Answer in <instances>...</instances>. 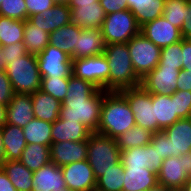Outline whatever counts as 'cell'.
I'll list each match as a JSON object with an SVG mask.
<instances>
[{
  "instance_id": "obj_1",
  "label": "cell",
  "mask_w": 191,
  "mask_h": 191,
  "mask_svg": "<svg viewBox=\"0 0 191 191\" xmlns=\"http://www.w3.org/2000/svg\"><path fill=\"white\" fill-rule=\"evenodd\" d=\"M67 96L62 102L59 118L80 121L92 133L98 131L103 97L108 91L98 89L91 82L69 77Z\"/></svg>"
},
{
  "instance_id": "obj_2",
  "label": "cell",
  "mask_w": 191,
  "mask_h": 191,
  "mask_svg": "<svg viewBox=\"0 0 191 191\" xmlns=\"http://www.w3.org/2000/svg\"><path fill=\"white\" fill-rule=\"evenodd\" d=\"M135 125L134 114L126 98L120 92L108 91L103 97L97 133L115 139Z\"/></svg>"
},
{
  "instance_id": "obj_3",
  "label": "cell",
  "mask_w": 191,
  "mask_h": 191,
  "mask_svg": "<svg viewBox=\"0 0 191 191\" xmlns=\"http://www.w3.org/2000/svg\"><path fill=\"white\" fill-rule=\"evenodd\" d=\"M103 53L110 67L109 91L119 92L141 85V79L134 71L127 43L107 44Z\"/></svg>"
},
{
  "instance_id": "obj_4",
  "label": "cell",
  "mask_w": 191,
  "mask_h": 191,
  "mask_svg": "<svg viewBox=\"0 0 191 191\" xmlns=\"http://www.w3.org/2000/svg\"><path fill=\"white\" fill-rule=\"evenodd\" d=\"M4 69L14 93L32 95L40 90L41 75L37 55L27 53L20 59L11 60Z\"/></svg>"
},
{
  "instance_id": "obj_5",
  "label": "cell",
  "mask_w": 191,
  "mask_h": 191,
  "mask_svg": "<svg viewBox=\"0 0 191 191\" xmlns=\"http://www.w3.org/2000/svg\"><path fill=\"white\" fill-rule=\"evenodd\" d=\"M121 151L116 140L93 132L88 137L87 161L96 179L120 163Z\"/></svg>"
},
{
  "instance_id": "obj_6",
  "label": "cell",
  "mask_w": 191,
  "mask_h": 191,
  "mask_svg": "<svg viewBox=\"0 0 191 191\" xmlns=\"http://www.w3.org/2000/svg\"><path fill=\"white\" fill-rule=\"evenodd\" d=\"M140 28L133 13L127 9L107 14L101 33L105 45L120 44L129 42L140 32Z\"/></svg>"
},
{
  "instance_id": "obj_7",
  "label": "cell",
  "mask_w": 191,
  "mask_h": 191,
  "mask_svg": "<svg viewBox=\"0 0 191 191\" xmlns=\"http://www.w3.org/2000/svg\"><path fill=\"white\" fill-rule=\"evenodd\" d=\"M119 92L128 101L136 125L152 133L158 132L157 118L154 113V105H152V94L148 93L141 85L125 88Z\"/></svg>"
},
{
  "instance_id": "obj_8",
  "label": "cell",
  "mask_w": 191,
  "mask_h": 191,
  "mask_svg": "<svg viewBox=\"0 0 191 191\" xmlns=\"http://www.w3.org/2000/svg\"><path fill=\"white\" fill-rule=\"evenodd\" d=\"M127 46L134 71L140 79L156 68L160 61L161 48L141 32L127 42Z\"/></svg>"
},
{
  "instance_id": "obj_9",
  "label": "cell",
  "mask_w": 191,
  "mask_h": 191,
  "mask_svg": "<svg viewBox=\"0 0 191 191\" xmlns=\"http://www.w3.org/2000/svg\"><path fill=\"white\" fill-rule=\"evenodd\" d=\"M72 70L76 78L89 81L98 89L109 91L110 67L104 53L72 60Z\"/></svg>"
},
{
  "instance_id": "obj_10",
  "label": "cell",
  "mask_w": 191,
  "mask_h": 191,
  "mask_svg": "<svg viewBox=\"0 0 191 191\" xmlns=\"http://www.w3.org/2000/svg\"><path fill=\"white\" fill-rule=\"evenodd\" d=\"M190 178L191 151L181 156L166 158L163 160L161 169L157 173L158 184L176 190L183 189Z\"/></svg>"
},
{
  "instance_id": "obj_11",
  "label": "cell",
  "mask_w": 191,
  "mask_h": 191,
  "mask_svg": "<svg viewBox=\"0 0 191 191\" xmlns=\"http://www.w3.org/2000/svg\"><path fill=\"white\" fill-rule=\"evenodd\" d=\"M41 78H69L72 75V59L58 47L48 46L37 55Z\"/></svg>"
},
{
  "instance_id": "obj_12",
  "label": "cell",
  "mask_w": 191,
  "mask_h": 191,
  "mask_svg": "<svg viewBox=\"0 0 191 191\" xmlns=\"http://www.w3.org/2000/svg\"><path fill=\"white\" fill-rule=\"evenodd\" d=\"M179 69L156 66L141 79V86L150 94L171 96L177 90Z\"/></svg>"
},
{
  "instance_id": "obj_13",
  "label": "cell",
  "mask_w": 191,
  "mask_h": 191,
  "mask_svg": "<svg viewBox=\"0 0 191 191\" xmlns=\"http://www.w3.org/2000/svg\"><path fill=\"white\" fill-rule=\"evenodd\" d=\"M140 32L156 46L163 48L183 39L181 29L172 25L163 16L145 23Z\"/></svg>"
},
{
  "instance_id": "obj_14",
  "label": "cell",
  "mask_w": 191,
  "mask_h": 191,
  "mask_svg": "<svg viewBox=\"0 0 191 191\" xmlns=\"http://www.w3.org/2000/svg\"><path fill=\"white\" fill-rule=\"evenodd\" d=\"M66 187L75 191H94L96 177L87 159L61 167Z\"/></svg>"
},
{
  "instance_id": "obj_15",
  "label": "cell",
  "mask_w": 191,
  "mask_h": 191,
  "mask_svg": "<svg viewBox=\"0 0 191 191\" xmlns=\"http://www.w3.org/2000/svg\"><path fill=\"white\" fill-rule=\"evenodd\" d=\"M163 131L167 135L168 157L191 151V117L181 118Z\"/></svg>"
},
{
  "instance_id": "obj_16",
  "label": "cell",
  "mask_w": 191,
  "mask_h": 191,
  "mask_svg": "<svg viewBox=\"0 0 191 191\" xmlns=\"http://www.w3.org/2000/svg\"><path fill=\"white\" fill-rule=\"evenodd\" d=\"M123 166L148 168L156 174L160 171L163 159L151 144L121 151Z\"/></svg>"
},
{
  "instance_id": "obj_17",
  "label": "cell",
  "mask_w": 191,
  "mask_h": 191,
  "mask_svg": "<svg viewBox=\"0 0 191 191\" xmlns=\"http://www.w3.org/2000/svg\"><path fill=\"white\" fill-rule=\"evenodd\" d=\"M88 140L51 143V162L59 167L87 159Z\"/></svg>"
},
{
  "instance_id": "obj_18",
  "label": "cell",
  "mask_w": 191,
  "mask_h": 191,
  "mask_svg": "<svg viewBox=\"0 0 191 191\" xmlns=\"http://www.w3.org/2000/svg\"><path fill=\"white\" fill-rule=\"evenodd\" d=\"M27 20L34 26L41 25L44 31L51 33L71 23V9L68 5L55 4L41 14L28 17Z\"/></svg>"
},
{
  "instance_id": "obj_19",
  "label": "cell",
  "mask_w": 191,
  "mask_h": 191,
  "mask_svg": "<svg viewBox=\"0 0 191 191\" xmlns=\"http://www.w3.org/2000/svg\"><path fill=\"white\" fill-rule=\"evenodd\" d=\"M34 118L31 95L15 93L7 105L6 124L24 128Z\"/></svg>"
},
{
  "instance_id": "obj_20",
  "label": "cell",
  "mask_w": 191,
  "mask_h": 191,
  "mask_svg": "<svg viewBox=\"0 0 191 191\" xmlns=\"http://www.w3.org/2000/svg\"><path fill=\"white\" fill-rule=\"evenodd\" d=\"M32 191H60L66 187L61 167L50 162L33 172Z\"/></svg>"
},
{
  "instance_id": "obj_21",
  "label": "cell",
  "mask_w": 191,
  "mask_h": 191,
  "mask_svg": "<svg viewBox=\"0 0 191 191\" xmlns=\"http://www.w3.org/2000/svg\"><path fill=\"white\" fill-rule=\"evenodd\" d=\"M105 50V43L101 29H82L78 34L77 50L70 57L72 60L101 55Z\"/></svg>"
},
{
  "instance_id": "obj_22",
  "label": "cell",
  "mask_w": 191,
  "mask_h": 191,
  "mask_svg": "<svg viewBox=\"0 0 191 191\" xmlns=\"http://www.w3.org/2000/svg\"><path fill=\"white\" fill-rule=\"evenodd\" d=\"M92 132L80 121L62 120L58 118L52 123L51 139L52 143L63 141H84L88 140Z\"/></svg>"
},
{
  "instance_id": "obj_23",
  "label": "cell",
  "mask_w": 191,
  "mask_h": 191,
  "mask_svg": "<svg viewBox=\"0 0 191 191\" xmlns=\"http://www.w3.org/2000/svg\"><path fill=\"white\" fill-rule=\"evenodd\" d=\"M70 9L72 24H76L82 29H101L106 14L99 0L94 2V4L81 5L79 8Z\"/></svg>"
},
{
  "instance_id": "obj_24",
  "label": "cell",
  "mask_w": 191,
  "mask_h": 191,
  "mask_svg": "<svg viewBox=\"0 0 191 191\" xmlns=\"http://www.w3.org/2000/svg\"><path fill=\"white\" fill-rule=\"evenodd\" d=\"M122 191H147L158 184L157 174L148 168L124 166Z\"/></svg>"
},
{
  "instance_id": "obj_25",
  "label": "cell",
  "mask_w": 191,
  "mask_h": 191,
  "mask_svg": "<svg viewBox=\"0 0 191 191\" xmlns=\"http://www.w3.org/2000/svg\"><path fill=\"white\" fill-rule=\"evenodd\" d=\"M34 117L50 123L59 118L62 103L41 90L31 95Z\"/></svg>"
},
{
  "instance_id": "obj_26",
  "label": "cell",
  "mask_w": 191,
  "mask_h": 191,
  "mask_svg": "<svg viewBox=\"0 0 191 191\" xmlns=\"http://www.w3.org/2000/svg\"><path fill=\"white\" fill-rule=\"evenodd\" d=\"M152 105L157 118L158 132L180 119L176 114L175 92L171 96L152 94Z\"/></svg>"
},
{
  "instance_id": "obj_27",
  "label": "cell",
  "mask_w": 191,
  "mask_h": 191,
  "mask_svg": "<svg viewBox=\"0 0 191 191\" xmlns=\"http://www.w3.org/2000/svg\"><path fill=\"white\" fill-rule=\"evenodd\" d=\"M165 0H127V7L141 27L145 23L163 16Z\"/></svg>"
},
{
  "instance_id": "obj_28",
  "label": "cell",
  "mask_w": 191,
  "mask_h": 191,
  "mask_svg": "<svg viewBox=\"0 0 191 191\" xmlns=\"http://www.w3.org/2000/svg\"><path fill=\"white\" fill-rule=\"evenodd\" d=\"M1 128L6 160H19L27 145L22 128L9 124Z\"/></svg>"
},
{
  "instance_id": "obj_29",
  "label": "cell",
  "mask_w": 191,
  "mask_h": 191,
  "mask_svg": "<svg viewBox=\"0 0 191 191\" xmlns=\"http://www.w3.org/2000/svg\"><path fill=\"white\" fill-rule=\"evenodd\" d=\"M82 28L76 24H68L49 33V44L58 47L70 57L77 50L78 34Z\"/></svg>"
},
{
  "instance_id": "obj_30",
  "label": "cell",
  "mask_w": 191,
  "mask_h": 191,
  "mask_svg": "<svg viewBox=\"0 0 191 191\" xmlns=\"http://www.w3.org/2000/svg\"><path fill=\"white\" fill-rule=\"evenodd\" d=\"M2 169L17 191H32L33 172L19 160H6Z\"/></svg>"
},
{
  "instance_id": "obj_31",
  "label": "cell",
  "mask_w": 191,
  "mask_h": 191,
  "mask_svg": "<svg viewBox=\"0 0 191 191\" xmlns=\"http://www.w3.org/2000/svg\"><path fill=\"white\" fill-rule=\"evenodd\" d=\"M19 161L32 172L51 162L50 147L42 144H27Z\"/></svg>"
},
{
  "instance_id": "obj_32",
  "label": "cell",
  "mask_w": 191,
  "mask_h": 191,
  "mask_svg": "<svg viewBox=\"0 0 191 191\" xmlns=\"http://www.w3.org/2000/svg\"><path fill=\"white\" fill-rule=\"evenodd\" d=\"M23 44L27 53L38 55L48 46L49 33L41 25L34 26L26 20Z\"/></svg>"
},
{
  "instance_id": "obj_33",
  "label": "cell",
  "mask_w": 191,
  "mask_h": 191,
  "mask_svg": "<svg viewBox=\"0 0 191 191\" xmlns=\"http://www.w3.org/2000/svg\"><path fill=\"white\" fill-rule=\"evenodd\" d=\"M52 123L34 118L22 128L26 144H42L50 147Z\"/></svg>"
},
{
  "instance_id": "obj_34",
  "label": "cell",
  "mask_w": 191,
  "mask_h": 191,
  "mask_svg": "<svg viewBox=\"0 0 191 191\" xmlns=\"http://www.w3.org/2000/svg\"><path fill=\"white\" fill-rule=\"evenodd\" d=\"M152 134L151 131L135 125L130 130H126L123 134L119 135L115 140L120 151H124L130 148L150 144Z\"/></svg>"
},
{
  "instance_id": "obj_35",
  "label": "cell",
  "mask_w": 191,
  "mask_h": 191,
  "mask_svg": "<svg viewBox=\"0 0 191 191\" xmlns=\"http://www.w3.org/2000/svg\"><path fill=\"white\" fill-rule=\"evenodd\" d=\"M25 21L0 16V47L23 42Z\"/></svg>"
},
{
  "instance_id": "obj_36",
  "label": "cell",
  "mask_w": 191,
  "mask_h": 191,
  "mask_svg": "<svg viewBox=\"0 0 191 191\" xmlns=\"http://www.w3.org/2000/svg\"><path fill=\"white\" fill-rule=\"evenodd\" d=\"M124 180V166L120 162L96 179L95 189L98 191H122Z\"/></svg>"
},
{
  "instance_id": "obj_37",
  "label": "cell",
  "mask_w": 191,
  "mask_h": 191,
  "mask_svg": "<svg viewBox=\"0 0 191 191\" xmlns=\"http://www.w3.org/2000/svg\"><path fill=\"white\" fill-rule=\"evenodd\" d=\"M187 0H165L163 17L181 29L184 22Z\"/></svg>"
},
{
  "instance_id": "obj_38",
  "label": "cell",
  "mask_w": 191,
  "mask_h": 191,
  "mask_svg": "<svg viewBox=\"0 0 191 191\" xmlns=\"http://www.w3.org/2000/svg\"><path fill=\"white\" fill-rule=\"evenodd\" d=\"M182 40L161 48L160 61L157 66H170L182 70Z\"/></svg>"
},
{
  "instance_id": "obj_39",
  "label": "cell",
  "mask_w": 191,
  "mask_h": 191,
  "mask_svg": "<svg viewBox=\"0 0 191 191\" xmlns=\"http://www.w3.org/2000/svg\"><path fill=\"white\" fill-rule=\"evenodd\" d=\"M69 78H41L40 90L48 93L61 103L67 96Z\"/></svg>"
},
{
  "instance_id": "obj_40",
  "label": "cell",
  "mask_w": 191,
  "mask_h": 191,
  "mask_svg": "<svg viewBox=\"0 0 191 191\" xmlns=\"http://www.w3.org/2000/svg\"><path fill=\"white\" fill-rule=\"evenodd\" d=\"M0 16L26 21L27 8L25 0H3L0 7Z\"/></svg>"
},
{
  "instance_id": "obj_41",
  "label": "cell",
  "mask_w": 191,
  "mask_h": 191,
  "mask_svg": "<svg viewBox=\"0 0 191 191\" xmlns=\"http://www.w3.org/2000/svg\"><path fill=\"white\" fill-rule=\"evenodd\" d=\"M176 114L181 118L191 117V92L187 90L175 91Z\"/></svg>"
},
{
  "instance_id": "obj_42",
  "label": "cell",
  "mask_w": 191,
  "mask_h": 191,
  "mask_svg": "<svg viewBox=\"0 0 191 191\" xmlns=\"http://www.w3.org/2000/svg\"><path fill=\"white\" fill-rule=\"evenodd\" d=\"M0 51L4 67L11 60L20 59L21 57L27 54L23 42H19L17 44H10L8 46H1Z\"/></svg>"
},
{
  "instance_id": "obj_43",
  "label": "cell",
  "mask_w": 191,
  "mask_h": 191,
  "mask_svg": "<svg viewBox=\"0 0 191 191\" xmlns=\"http://www.w3.org/2000/svg\"><path fill=\"white\" fill-rule=\"evenodd\" d=\"M12 84L5 69L0 70V104L8 105L14 95Z\"/></svg>"
},
{
  "instance_id": "obj_44",
  "label": "cell",
  "mask_w": 191,
  "mask_h": 191,
  "mask_svg": "<svg viewBox=\"0 0 191 191\" xmlns=\"http://www.w3.org/2000/svg\"><path fill=\"white\" fill-rule=\"evenodd\" d=\"M25 4L27 19L34 14H41L55 5L53 0H25Z\"/></svg>"
},
{
  "instance_id": "obj_45",
  "label": "cell",
  "mask_w": 191,
  "mask_h": 191,
  "mask_svg": "<svg viewBox=\"0 0 191 191\" xmlns=\"http://www.w3.org/2000/svg\"><path fill=\"white\" fill-rule=\"evenodd\" d=\"M150 144L163 160L168 158L167 135L163 130L152 134Z\"/></svg>"
},
{
  "instance_id": "obj_46",
  "label": "cell",
  "mask_w": 191,
  "mask_h": 191,
  "mask_svg": "<svg viewBox=\"0 0 191 191\" xmlns=\"http://www.w3.org/2000/svg\"><path fill=\"white\" fill-rule=\"evenodd\" d=\"M105 14L127 10V0H99Z\"/></svg>"
},
{
  "instance_id": "obj_47",
  "label": "cell",
  "mask_w": 191,
  "mask_h": 191,
  "mask_svg": "<svg viewBox=\"0 0 191 191\" xmlns=\"http://www.w3.org/2000/svg\"><path fill=\"white\" fill-rule=\"evenodd\" d=\"M183 39L191 40V0H187L184 22L181 27Z\"/></svg>"
},
{
  "instance_id": "obj_48",
  "label": "cell",
  "mask_w": 191,
  "mask_h": 191,
  "mask_svg": "<svg viewBox=\"0 0 191 191\" xmlns=\"http://www.w3.org/2000/svg\"><path fill=\"white\" fill-rule=\"evenodd\" d=\"M182 70L191 72V40L182 39Z\"/></svg>"
},
{
  "instance_id": "obj_49",
  "label": "cell",
  "mask_w": 191,
  "mask_h": 191,
  "mask_svg": "<svg viewBox=\"0 0 191 191\" xmlns=\"http://www.w3.org/2000/svg\"><path fill=\"white\" fill-rule=\"evenodd\" d=\"M177 81V90H187L191 92V72L180 70Z\"/></svg>"
},
{
  "instance_id": "obj_50",
  "label": "cell",
  "mask_w": 191,
  "mask_h": 191,
  "mask_svg": "<svg viewBox=\"0 0 191 191\" xmlns=\"http://www.w3.org/2000/svg\"><path fill=\"white\" fill-rule=\"evenodd\" d=\"M0 191H17L2 168H0Z\"/></svg>"
},
{
  "instance_id": "obj_51",
  "label": "cell",
  "mask_w": 191,
  "mask_h": 191,
  "mask_svg": "<svg viewBox=\"0 0 191 191\" xmlns=\"http://www.w3.org/2000/svg\"><path fill=\"white\" fill-rule=\"evenodd\" d=\"M98 0H69V8H79L81 5L94 4Z\"/></svg>"
},
{
  "instance_id": "obj_52",
  "label": "cell",
  "mask_w": 191,
  "mask_h": 191,
  "mask_svg": "<svg viewBox=\"0 0 191 191\" xmlns=\"http://www.w3.org/2000/svg\"><path fill=\"white\" fill-rule=\"evenodd\" d=\"M6 161L3 138H2V128L0 127V168H2L3 163Z\"/></svg>"
},
{
  "instance_id": "obj_53",
  "label": "cell",
  "mask_w": 191,
  "mask_h": 191,
  "mask_svg": "<svg viewBox=\"0 0 191 191\" xmlns=\"http://www.w3.org/2000/svg\"><path fill=\"white\" fill-rule=\"evenodd\" d=\"M6 105L0 104V127H3L6 124Z\"/></svg>"
},
{
  "instance_id": "obj_54",
  "label": "cell",
  "mask_w": 191,
  "mask_h": 191,
  "mask_svg": "<svg viewBox=\"0 0 191 191\" xmlns=\"http://www.w3.org/2000/svg\"><path fill=\"white\" fill-rule=\"evenodd\" d=\"M147 191H173V189L172 188H168V187H164V186H162L160 184H157L155 187L150 188Z\"/></svg>"
},
{
  "instance_id": "obj_55",
  "label": "cell",
  "mask_w": 191,
  "mask_h": 191,
  "mask_svg": "<svg viewBox=\"0 0 191 191\" xmlns=\"http://www.w3.org/2000/svg\"><path fill=\"white\" fill-rule=\"evenodd\" d=\"M183 191H191V178L184 185Z\"/></svg>"
},
{
  "instance_id": "obj_56",
  "label": "cell",
  "mask_w": 191,
  "mask_h": 191,
  "mask_svg": "<svg viewBox=\"0 0 191 191\" xmlns=\"http://www.w3.org/2000/svg\"><path fill=\"white\" fill-rule=\"evenodd\" d=\"M55 4L69 5V0H53Z\"/></svg>"
},
{
  "instance_id": "obj_57",
  "label": "cell",
  "mask_w": 191,
  "mask_h": 191,
  "mask_svg": "<svg viewBox=\"0 0 191 191\" xmlns=\"http://www.w3.org/2000/svg\"><path fill=\"white\" fill-rule=\"evenodd\" d=\"M1 69H4V65H3V59H2L1 51H0V70Z\"/></svg>"
},
{
  "instance_id": "obj_58",
  "label": "cell",
  "mask_w": 191,
  "mask_h": 191,
  "mask_svg": "<svg viewBox=\"0 0 191 191\" xmlns=\"http://www.w3.org/2000/svg\"><path fill=\"white\" fill-rule=\"evenodd\" d=\"M60 191H75V190L70 189V188H68V187H65V188H63V189H62V190H60Z\"/></svg>"
},
{
  "instance_id": "obj_59",
  "label": "cell",
  "mask_w": 191,
  "mask_h": 191,
  "mask_svg": "<svg viewBox=\"0 0 191 191\" xmlns=\"http://www.w3.org/2000/svg\"><path fill=\"white\" fill-rule=\"evenodd\" d=\"M173 191H183V190H182V189H177V190H176V189H173Z\"/></svg>"
}]
</instances>
